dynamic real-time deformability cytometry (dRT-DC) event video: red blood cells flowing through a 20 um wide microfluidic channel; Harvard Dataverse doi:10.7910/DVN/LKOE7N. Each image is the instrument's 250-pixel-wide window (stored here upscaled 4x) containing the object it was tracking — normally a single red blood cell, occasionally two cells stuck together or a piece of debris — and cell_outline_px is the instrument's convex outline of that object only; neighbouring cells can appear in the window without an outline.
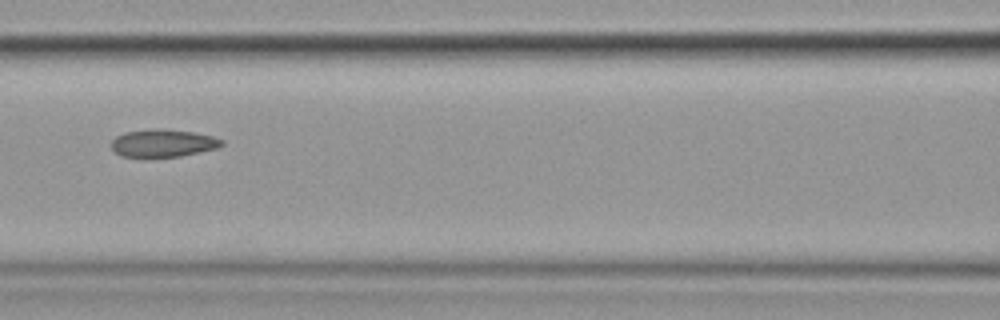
{"species": "common noctule bat (a hibernating species)", "species_latin": "Nyctalus noctula", "temperature_condition": "cold", "stored_images_in_passage": 11, "camera_frame_rate_fps": 3000, "um_per_image_px": 0.085, "animal": {"sex": "female", "body_mass_g": 19.9}, "frame": {"image": 1, "passage_image": 7, "time_ms": 8.0, "image_size_px": [1000, 320], "cell_outline_px": [[224, 144], [216, 148], [200, 152], [180, 156], [120, 156], [112, 148], [112, 140], [116, 136], [124, 132], [156, 128], [192, 132], [212, 136], [224, 140]], "centroid_in_image_um": [13.86, 12.15], "position_along_channel_um": 152.7, "area_um2": 17.51}}
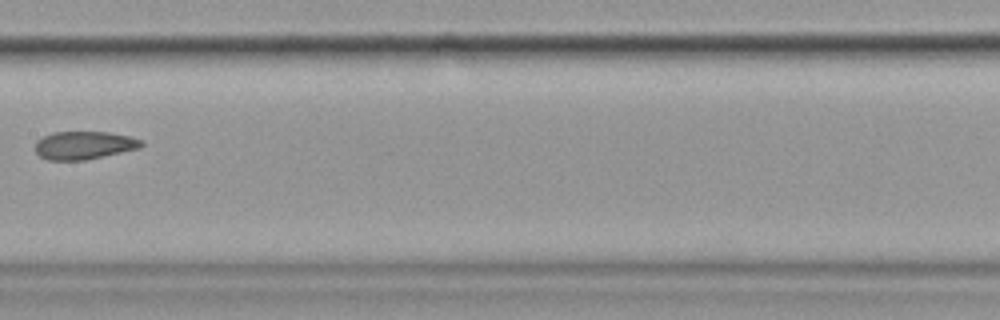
{"frame": {"image": 2, "passage_image": 8, "time_ms": 9.333, "image_size_px": [1000, 320], "cell_outline_px": [[144, 144], [140, 148], [84, 160], [48, 160], [40, 156], [36, 152], [36, 140], [52, 132], [108, 132], [128, 136], [140, 140]], "centroid_in_image_um": [7.12, 12.34], "position_along_channel_um": 200.3, "area_um2": 17.17}}
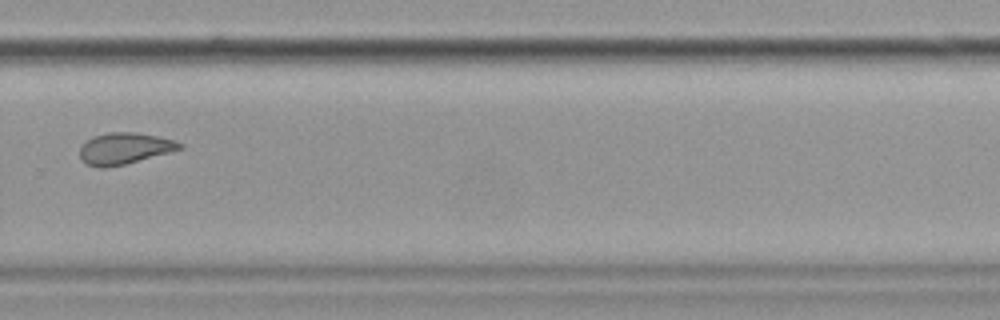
{"frame": {"image": 3, "passage_image": 11, "time_ms": 12.667, "image_size_px": [1000, 320], "cell_outline_px": [[184, 148], [172, 152], [124, 164], [104, 168], [100, 168], [84, 164], [80, 160], [80, 144], [92, 136], [108, 132], [136, 132], [176, 140], [184, 144]], "centroid_in_image_um": [10.56, 12.61], "position_along_channel_um": 319.2, "area_um2": 18.67}}